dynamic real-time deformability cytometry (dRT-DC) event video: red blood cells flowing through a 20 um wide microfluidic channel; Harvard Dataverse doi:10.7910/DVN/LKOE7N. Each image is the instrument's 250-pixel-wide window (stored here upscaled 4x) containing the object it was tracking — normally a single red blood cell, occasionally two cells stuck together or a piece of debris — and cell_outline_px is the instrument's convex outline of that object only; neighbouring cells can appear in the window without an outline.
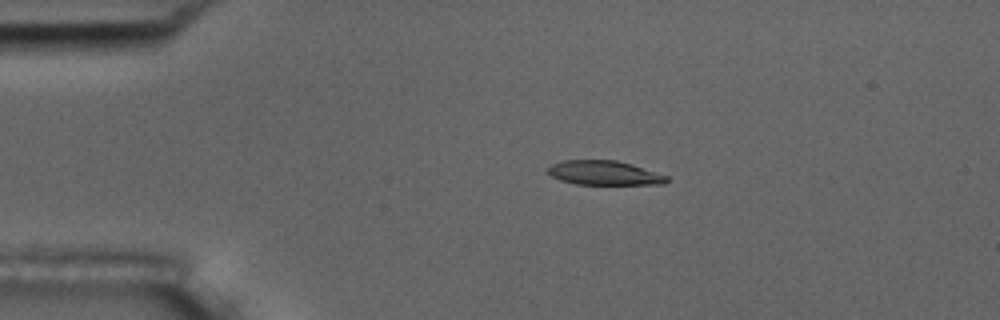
{"species": "common noctule bat (a hibernating species)", "species_latin": "Nyctalus noctula", "temperature_condition": "room temperature", "stored_images_in_passage": 5, "camera_frame_rate_fps": 3000, "um_per_image_px": 0.085, "animal": {"sex": "male", "body_mass_g": 17.5, "forearm_length_mm": 52.3}, "frame": {"image": 1, "passage_image": 4, "time_ms": 3.667, "image_size_px": [1000, 320], "cell_outline_px": [[668, 180], [664, 184], [576, 184], [560, 180], [544, 172], [552, 164], [564, 160], [616, 160], [632, 164], [668, 176]], "centroid_in_image_um": [51.33, 14.69], "position_along_channel_um": 33.7, "area_um2": 16.82}}